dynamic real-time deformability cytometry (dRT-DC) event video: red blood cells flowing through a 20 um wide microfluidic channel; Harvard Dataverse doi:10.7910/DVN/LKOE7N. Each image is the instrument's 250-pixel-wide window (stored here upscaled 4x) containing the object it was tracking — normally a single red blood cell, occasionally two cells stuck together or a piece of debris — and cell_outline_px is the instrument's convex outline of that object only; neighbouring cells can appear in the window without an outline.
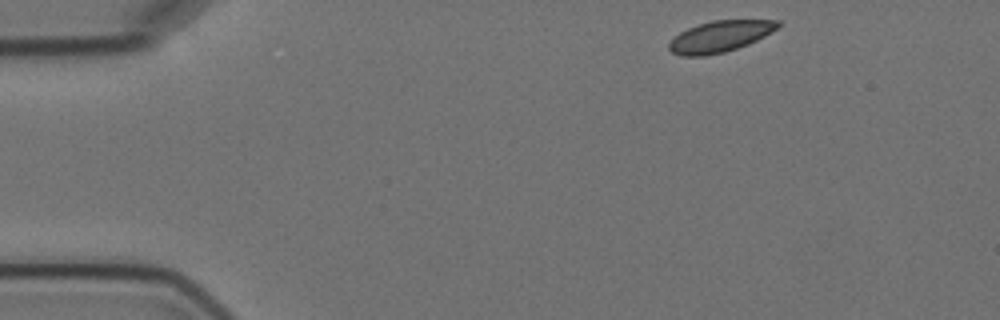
{"species": "Egyptian fruit bat (a non-hibernating species)", "species_latin": "Rousettus aegyptiacus", "temperature_condition": "cold", "stored_images_in_passage": 6, "camera_frame_rate_fps": 3000, "um_per_image_px": 0.085, "animal": {"sex": "female"}, "frame": {"image": 1, "passage_image": 1, "time_ms": 0.0, "image_size_px": [1000, 320], "cell_outline_px": [[780, 24], [776, 28], [764, 36], [748, 44], [724, 52], [704, 56], [680, 56], [672, 52], [668, 48], [668, 44], [680, 32], [688, 28], [712, 20], [780, 20]], "centroid_in_image_um": [61.17, 3.1], "position_along_channel_um": 23.8, "area_um2": 19.54}}
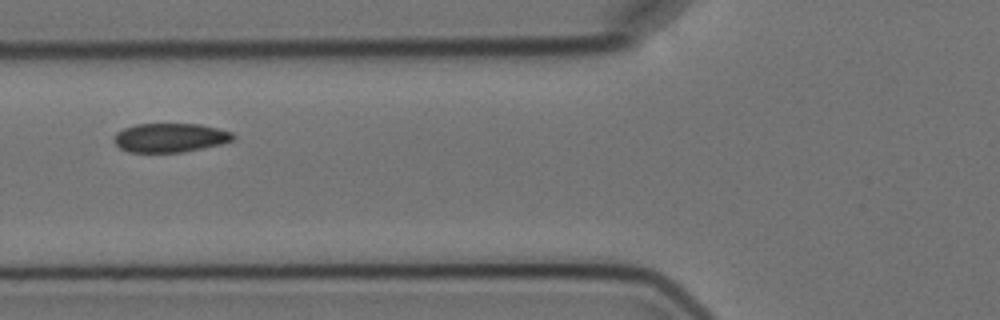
{"frame": {"image": 2, "passage_image": 5, "time_ms": 4.667, "image_size_px": [1000, 320], "cell_outline_px": [[236, 136], [232, 140], [220, 144], [184, 152], [128, 152], [120, 148], [112, 140], [116, 132], [124, 128], [136, 124], [200, 124], [232, 132]], "centroid_in_image_um": [14.43, 11.7], "position_along_channel_um": 111.4, "area_um2": 20.11}}
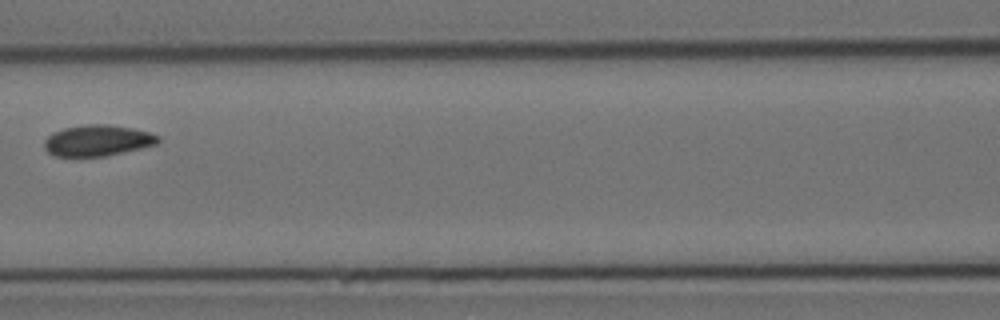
{"frame": {"image": 3, "passage_image": 6, "time_ms": 6.0, "image_size_px": [1000, 320], "cell_outline_px": [[160, 140], [156, 144], [140, 148], [104, 156], [56, 156], [48, 152], [44, 148], [44, 140], [52, 132], [64, 128], [88, 124], [108, 124], [132, 128], [148, 132], [160, 136]], "centroid_in_image_um": [8.27, 11.93], "position_along_channel_um": 158.3, "area_um2": 20.46}}